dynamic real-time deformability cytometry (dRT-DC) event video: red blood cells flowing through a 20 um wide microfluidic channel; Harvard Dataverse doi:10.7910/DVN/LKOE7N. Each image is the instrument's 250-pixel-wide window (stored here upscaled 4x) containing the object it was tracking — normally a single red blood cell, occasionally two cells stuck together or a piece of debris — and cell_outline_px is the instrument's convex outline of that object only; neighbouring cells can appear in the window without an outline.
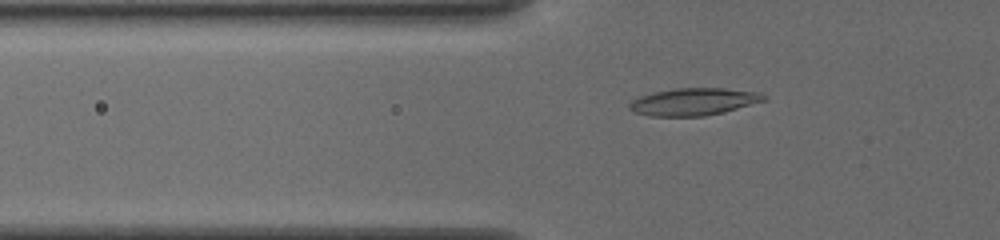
{"species": "common noctule bat (a hibernating species)", "species_latin": "Nyctalus noctula", "temperature_condition": "cold", "stored_images_in_passage": 43, "segment_of_instrument_passage": [1, 2], "camera_frame_rate_fps": 3000, "um_per_image_px": 0.085, "animal": {"sex": "female", "body_mass_g": 19.5, "forearm_length_mm": 54.1}, "frame": {"image": 1, "passage_image": 7, "time_ms": 2.0, "image_size_px": [1000, 240], "cell_outline_px": [[768, 100], [724, 112], [704, 116], [652, 116], [632, 112], [628, 108], [628, 104], [632, 100], [640, 96], [652, 92], [676, 88], [724, 88], [760, 92], [768, 96]], "centroid_in_image_um": [58.98, 8.64], "position_along_channel_um": 66.8, "area_um2": 21.68}}
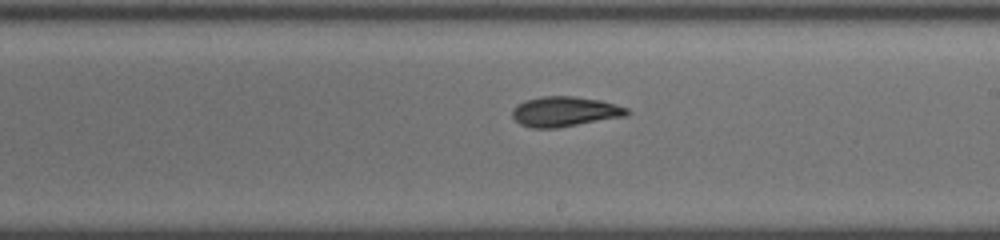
{"frame": {"image": 2, "passage_image": 21, "time_ms": 6.667, "image_size_px": [1000, 240], "cell_outline_px": [[632, 112], [628, 116], [556, 128], [532, 128], [520, 124], [512, 116], [512, 108], [516, 104], [524, 100], [540, 96], [576, 96], [600, 100], [616, 104], [628, 108]], "centroid_in_image_um": [48.02, 9.47], "position_along_channel_um": 241.0, "area_um2": 20.4}}
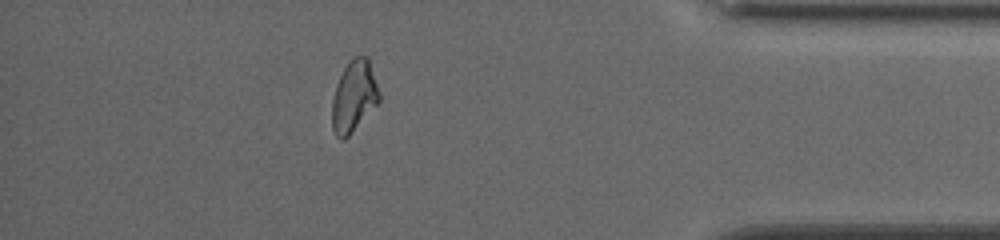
{"frame": {"image": 3, "passage_image": 36, "time_ms": 11.667, "image_size_px": [1000, 240], "cell_outline_px": [[380, 100], [348, 136], [344, 140], [340, 140], [336, 136], [332, 128], [332, 100], [336, 84], [348, 60], [356, 56], [368, 56], [380, 92]], "centroid_in_image_um": [30.08, 8.17], "position_along_channel_um": 405.1, "area_um2": 19.59}}